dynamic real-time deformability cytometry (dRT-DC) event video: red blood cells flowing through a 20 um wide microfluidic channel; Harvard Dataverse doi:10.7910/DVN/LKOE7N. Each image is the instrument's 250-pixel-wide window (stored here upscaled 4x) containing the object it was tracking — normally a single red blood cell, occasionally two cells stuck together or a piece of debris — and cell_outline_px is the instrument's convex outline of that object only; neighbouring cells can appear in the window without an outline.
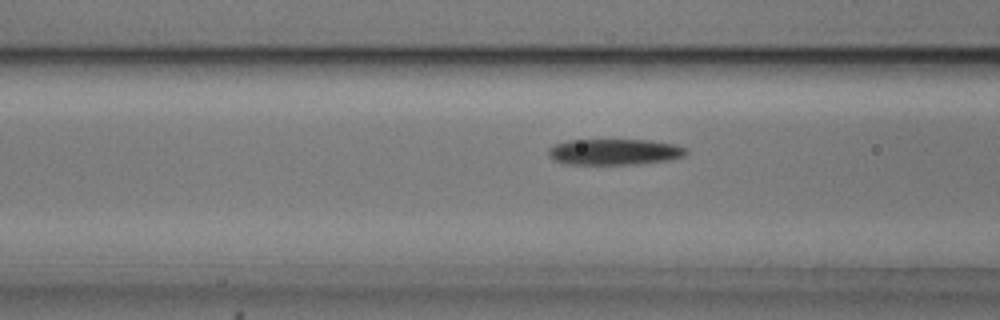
{"species": "common noctule bat (a hibernating species)", "species_latin": "Nyctalus noctula", "temperature_condition": "cold", "stored_images_in_passage": 38, "camera_frame_rate_fps": 3000, "um_per_image_px": 0.085, "animal": {"sex": "male", "body_mass_g": 20.5, "forearm_length_mm": 52.5}, "frame": {"image": 1, "passage_image": 8, "time_ms": 2.333, "image_size_px": [1000, 320], "cell_outline_px": [[688, 152], [684, 156], [668, 160], [640, 164], [564, 164], [552, 160], [548, 156], [548, 148], [556, 144], [568, 140], [652, 140], [676, 144], [688, 148]], "centroid_in_image_um": [52.24, 12.91], "position_along_channel_um": 114.4, "area_um2": 21.15}}
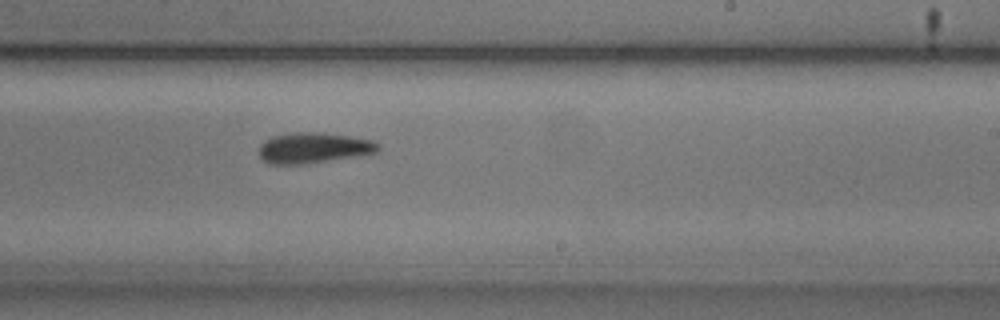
{"frame": {"image": 2, "passage_image": 20, "time_ms": 6.333, "image_size_px": [1000, 320], "cell_outline_px": [[380, 148], [376, 152], [368, 156], [304, 164], [272, 164], [264, 160], [260, 156], [260, 144], [264, 140], [272, 136], [296, 132], [320, 132], [376, 140], [380, 144]], "centroid_in_image_um": [26.75, 12.58], "position_along_channel_um": 262.3, "area_um2": 21.73}}
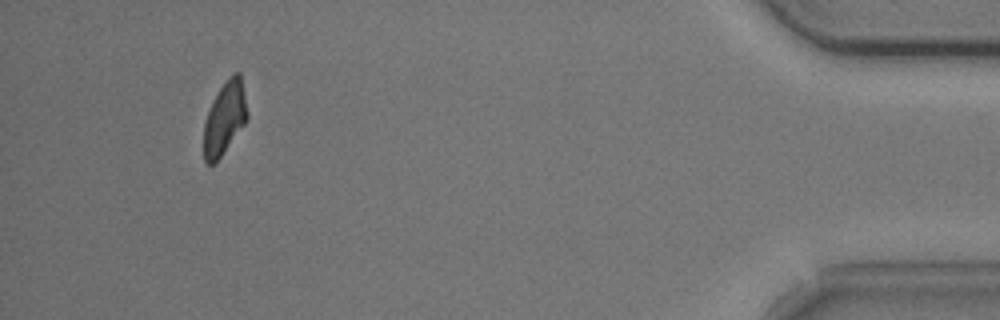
{"frame": {"image": 3, "passage_image": 38, "time_ms": 12.333, "image_size_px": [1000, 320], "cell_outline_px": [[248, 120], [216, 164], [208, 164], [204, 160], [204, 124], [208, 112], [220, 88], [228, 76], [232, 72], [240, 72], [248, 116]], "centroid_in_image_um": [19.11, 10.08], "position_along_channel_um": 416.1, "area_um2": 18.44}, "authors_computed_cell_mechanics": {"area_um2": 21.097, "velocity_mm_per_s": 3.6982, "shape_relaxation_time_tau1_ms": 3.7626, "shape_relaxation_time_tau2_ms": null, "deformation_change_tau1": 0.1336, "deformation_change_tau2": null}}